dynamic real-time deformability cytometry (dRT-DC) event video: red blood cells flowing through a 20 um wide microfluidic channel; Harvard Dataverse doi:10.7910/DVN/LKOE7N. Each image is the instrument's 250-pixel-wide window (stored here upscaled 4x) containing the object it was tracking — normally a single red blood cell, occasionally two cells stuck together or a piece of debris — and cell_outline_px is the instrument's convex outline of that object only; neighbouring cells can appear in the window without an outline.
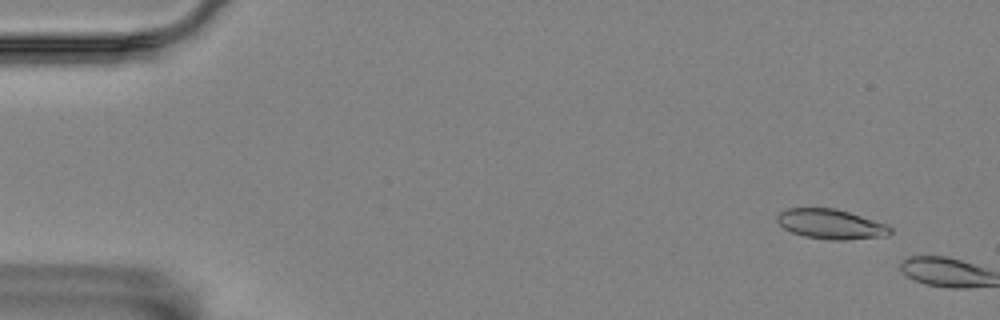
{"species": "Egyptian fruit bat (a non-hibernating species)", "species_latin": "Rousettus aegyptiacus", "temperature_condition": "room temperature", "stored_images_in_passage": 6, "camera_frame_rate_fps": 3000, "um_per_image_px": 0.085, "animal": {"sex": "female"}, "frame": {"image": 1, "passage_image": 4, "time_ms": 1.0, "image_size_px": [1000, 320], "cell_outline_px": [[892, 232], [888, 236], [844, 240], [832, 240], [804, 236], [792, 232], [784, 228], [776, 220], [776, 216], [780, 212], [788, 208], [836, 208], [888, 224], [892, 228]], "centroid_in_image_um": [70.66, 19.05], "position_along_channel_um": 14.3, "area_um2": 19.77}}